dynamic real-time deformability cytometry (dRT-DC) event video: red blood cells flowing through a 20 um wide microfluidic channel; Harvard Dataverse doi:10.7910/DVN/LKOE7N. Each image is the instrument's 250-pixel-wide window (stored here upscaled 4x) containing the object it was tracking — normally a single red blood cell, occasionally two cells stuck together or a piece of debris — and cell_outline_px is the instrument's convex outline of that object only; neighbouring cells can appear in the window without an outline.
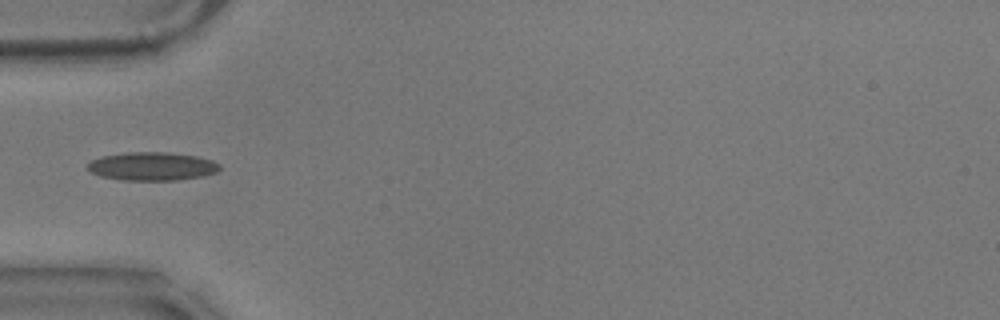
{"species": "common noctule bat (a hibernating species)", "species_latin": "Nyctalus noctula", "temperature_condition": "warm", "stored_images_in_passage": 5, "camera_frame_rate_fps": 3000, "um_per_image_px": 0.085, "animal": {"sex": "male", "body_mass_g": 17.9}, "frame": {"image": 1, "passage_image": 1, "time_ms": 0.0, "image_size_px": [1000, 320], "cell_outline_px": [[220, 168], [216, 172], [200, 176], [176, 180], [124, 180], [100, 176], [92, 172], [84, 164], [100, 156], [128, 152], [164, 152], [196, 156], [212, 160], [220, 164]], "centroid_in_image_um": [12.89, 14.13], "position_along_channel_um": 72.1, "area_um2": 21.73}}